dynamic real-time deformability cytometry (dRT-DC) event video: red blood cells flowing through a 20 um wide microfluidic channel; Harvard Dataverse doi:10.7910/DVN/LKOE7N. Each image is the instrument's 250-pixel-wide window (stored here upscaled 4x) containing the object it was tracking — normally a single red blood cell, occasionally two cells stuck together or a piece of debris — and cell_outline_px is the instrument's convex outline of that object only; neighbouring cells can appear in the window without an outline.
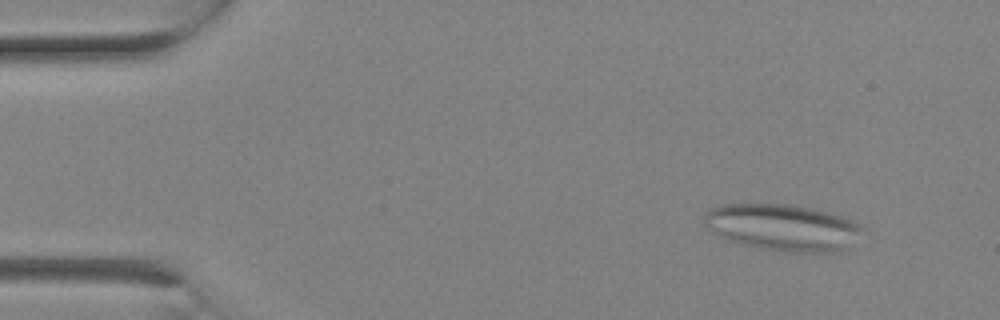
{"species": "Egyptian fruit bat (a non-hibernating species)", "species_latin": "Rousettus aegyptiacus", "temperature_condition": "room temperature", "stored_images_in_passage": 2, "camera_frame_rate_fps": 3000, "um_per_image_px": 0.085, "animal": {"sex": "female"}, "frame": {"image": 1, "passage_image": 1, "time_ms": 0.0, "image_size_px": [1000, 320], "cell_outline_px": [[864, 228], [848, 248], [832, 252], [792, 252], [760, 248], [728, 240], [720, 236], [708, 228], [704, 224], [704, 212], [720, 204], [792, 204], [812, 208], [828, 212], [852, 220], [860, 224]], "centroid_in_image_um": [66.52, 19.32], "position_along_channel_um": 18.5, "area_um2": 42.83}}